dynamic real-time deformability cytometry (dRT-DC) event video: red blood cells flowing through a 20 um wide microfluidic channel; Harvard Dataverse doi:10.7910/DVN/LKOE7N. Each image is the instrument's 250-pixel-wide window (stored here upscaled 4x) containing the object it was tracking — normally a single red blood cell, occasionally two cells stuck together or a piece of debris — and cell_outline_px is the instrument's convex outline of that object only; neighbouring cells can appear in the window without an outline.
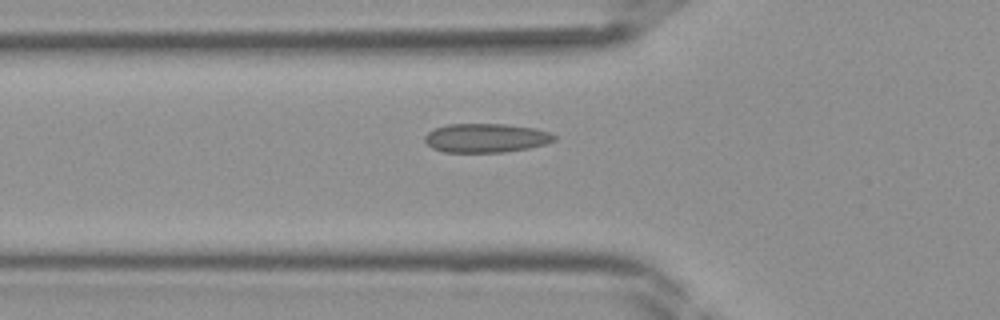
{"species": "Egyptian fruit bat (a non-hibernating species)", "species_latin": "Rousettus aegyptiacus", "temperature_condition": "room temperature", "stored_images_in_passage": 30, "camera_frame_rate_fps": 3000, "um_per_image_px": 0.085, "frame": {"image": 1, "passage_image": 8, "time_ms": 2.333, "image_size_px": [1000, 320], "cell_outline_px": [[556, 140], [544, 144], [528, 148], [504, 152], [444, 152], [432, 148], [424, 140], [424, 136], [428, 132], [436, 128], [448, 124], [508, 124], [536, 128], [548, 132], [556, 136]], "centroid_in_image_um": [41.31, 11.72], "position_along_channel_um": 84.5, "area_um2": 21.85}}
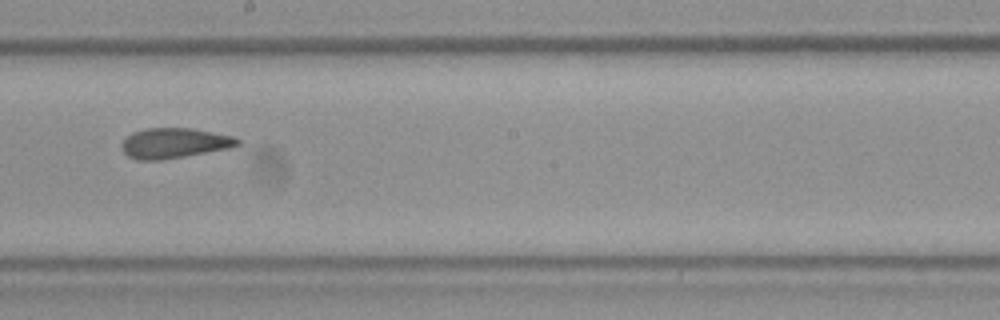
{"frame": {"image": 2, "passage_image": 17, "time_ms": 5.333, "image_size_px": [1000, 320], "cell_outline_px": [[240, 144], [228, 148], [164, 160], [136, 160], [128, 156], [120, 148], [124, 140], [132, 132], [148, 128], [192, 128], [236, 136], [240, 140]], "centroid_in_image_um": [14.82, 12.16], "position_along_channel_um": 233.4, "area_um2": 20.46}}
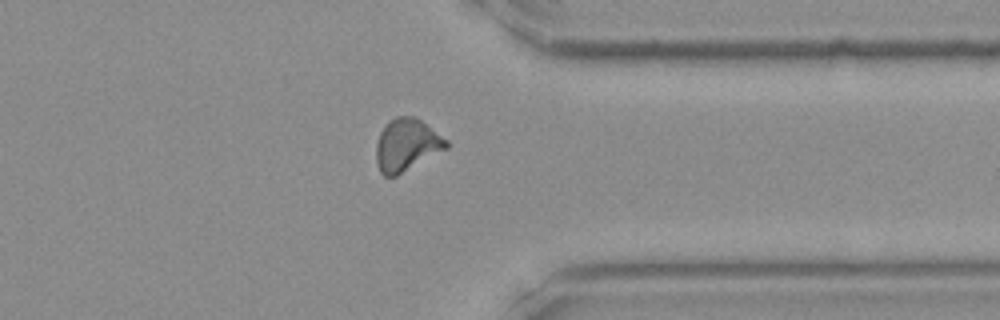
{"frame": {"image": 3, "passage_image": 26, "time_ms": 8.333, "image_size_px": [1000, 320], "cell_outline_px": [[448, 148], [396, 176], [384, 176], [380, 172], [376, 160], [376, 144], [380, 132], [388, 120], [396, 116], [416, 116], [448, 140]], "centroid_in_image_um": [34.56, 12.3], "position_along_channel_um": 376.8, "area_um2": 21.5}}